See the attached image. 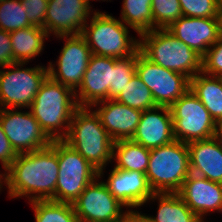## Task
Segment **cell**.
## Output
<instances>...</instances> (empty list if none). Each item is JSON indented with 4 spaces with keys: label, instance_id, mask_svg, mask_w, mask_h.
Masks as SVG:
<instances>
[{
    "label": "cell",
    "instance_id": "obj_1",
    "mask_svg": "<svg viewBox=\"0 0 222 222\" xmlns=\"http://www.w3.org/2000/svg\"><path fill=\"white\" fill-rule=\"evenodd\" d=\"M59 174L57 140L49 146L18 154L5 170V185L10 198L27 197L31 201L51 200Z\"/></svg>",
    "mask_w": 222,
    "mask_h": 222
},
{
    "label": "cell",
    "instance_id": "obj_2",
    "mask_svg": "<svg viewBox=\"0 0 222 222\" xmlns=\"http://www.w3.org/2000/svg\"><path fill=\"white\" fill-rule=\"evenodd\" d=\"M63 141L98 170L99 178H103L105 167L113 160L114 141L93 108L79 107L74 112Z\"/></svg>",
    "mask_w": 222,
    "mask_h": 222
},
{
    "label": "cell",
    "instance_id": "obj_3",
    "mask_svg": "<svg viewBox=\"0 0 222 222\" xmlns=\"http://www.w3.org/2000/svg\"><path fill=\"white\" fill-rule=\"evenodd\" d=\"M78 108L75 92L49 76L29 107L51 140H63L67 136L72 115Z\"/></svg>",
    "mask_w": 222,
    "mask_h": 222
},
{
    "label": "cell",
    "instance_id": "obj_4",
    "mask_svg": "<svg viewBox=\"0 0 222 222\" xmlns=\"http://www.w3.org/2000/svg\"><path fill=\"white\" fill-rule=\"evenodd\" d=\"M139 39V51L153 63L189 79L202 72V56L167 29H153Z\"/></svg>",
    "mask_w": 222,
    "mask_h": 222
},
{
    "label": "cell",
    "instance_id": "obj_5",
    "mask_svg": "<svg viewBox=\"0 0 222 222\" xmlns=\"http://www.w3.org/2000/svg\"><path fill=\"white\" fill-rule=\"evenodd\" d=\"M88 23L84 25L81 35L93 55L123 59L139 50L140 39L130 37V28L119 18L94 10Z\"/></svg>",
    "mask_w": 222,
    "mask_h": 222
},
{
    "label": "cell",
    "instance_id": "obj_6",
    "mask_svg": "<svg viewBox=\"0 0 222 222\" xmlns=\"http://www.w3.org/2000/svg\"><path fill=\"white\" fill-rule=\"evenodd\" d=\"M189 174L190 159L186 143L174 140L150 149L146 177L154 193H177Z\"/></svg>",
    "mask_w": 222,
    "mask_h": 222
},
{
    "label": "cell",
    "instance_id": "obj_7",
    "mask_svg": "<svg viewBox=\"0 0 222 222\" xmlns=\"http://www.w3.org/2000/svg\"><path fill=\"white\" fill-rule=\"evenodd\" d=\"M25 64L27 65L17 62L0 68V109H29L42 83L48 77L47 66L24 68Z\"/></svg>",
    "mask_w": 222,
    "mask_h": 222
},
{
    "label": "cell",
    "instance_id": "obj_8",
    "mask_svg": "<svg viewBox=\"0 0 222 222\" xmlns=\"http://www.w3.org/2000/svg\"><path fill=\"white\" fill-rule=\"evenodd\" d=\"M57 158L59 174L51 200L73 204L86 186L98 177V170L63 140H57Z\"/></svg>",
    "mask_w": 222,
    "mask_h": 222
},
{
    "label": "cell",
    "instance_id": "obj_9",
    "mask_svg": "<svg viewBox=\"0 0 222 222\" xmlns=\"http://www.w3.org/2000/svg\"><path fill=\"white\" fill-rule=\"evenodd\" d=\"M170 110L175 140L188 144L215 136L217 123L190 89Z\"/></svg>",
    "mask_w": 222,
    "mask_h": 222
},
{
    "label": "cell",
    "instance_id": "obj_10",
    "mask_svg": "<svg viewBox=\"0 0 222 222\" xmlns=\"http://www.w3.org/2000/svg\"><path fill=\"white\" fill-rule=\"evenodd\" d=\"M136 74L149 88L157 106L170 107L190 89V79L157 65L137 51Z\"/></svg>",
    "mask_w": 222,
    "mask_h": 222
},
{
    "label": "cell",
    "instance_id": "obj_11",
    "mask_svg": "<svg viewBox=\"0 0 222 222\" xmlns=\"http://www.w3.org/2000/svg\"><path fill=\"white\" fill-rule=\"evenodd\" d=\"M57 38L65 40V44H63L56 64L49 62L48 76L75 92L82 82L92 53L81 34L58 36Z\"/></svg>",
    "mask_w": 222,
    "mask_h": 222
},
{
    "label": "cell",
    "instance_id": "obj_12",
    "mask_svg": "<svg viewBox=\"0 0 222 222\" xmlns=\"http://www.w3.org/2000/svg\"><path fill=\"white\" fill-rule=\"evenodd\" d=\"M0 122L17 154L45 148L52 142L30 110L24 112L19 111V108L0 109Z\"/></svg>",
    "mask_w": 222,
    "mask_h": 222
},
{
    "label": "cell",
    "instance_id": "obj_13",
    "mask_svg": "<svg viewBox=\"0 0 222 222\" xmlns=\"http://www.w3.org/2000/svg\"><path fill=\"white\" fill-rule=\"evenodd\" d=\"M72 205L79 222H116L126 213L122 210L125 206L99 177L86 186Z\"/></svg>",
    "mask_w": 222,
    "mask_h": 222
},
{
    "label": "cell",
    "instance_id": "obj_14",
    "mask_svg": "<svg viewBox=\"0 0 222 222\" xmlns=\"http://www.w3.org/2000/svg\"><path fill=\"white\" fill-rule=\"evenodd\" d=\"M46 11L45 31L49 37L81 34L93 13L86 0H49Z\"/></svg>",
    "mask_w": 222,
    "mask_h": 222
},
{
    "label": "cell",
    "instance_id": "obj_15",
    "mask_svg": "<svg viewBox=\"0 0 222 222\" xmlns=\"http://www.w3.org/2000/svg\"><path fill=\"white\" fill-rule=\"evenodd\" d=\"M113 76V57L91 55L79 88L75 91L79 107H92L110 99Z\"/></svg>",
    "mask_w": 222,
    "mask_h": 222
},
{
    "label": "cell",
    "instance_id": "obj_16",
    "mask_svg": "<svg viewBox=\"0 0 222 222\" xmlns=\"http://www.w3.org/2000/svg\"><path fill=\"white\" fill-rule=\"evenodd\" d=\"M177 193L202 221L208 213H222V183L190 173Z\"/></svg>",
    "mask_w": 222,
    "mask_h": 222
},
{
    "label": "cell",
    "instance_id": "obj_17",
    "mask_svg": "<svg viewBox=\"0 0 222 222\" xmlns=\"http://www.w3.org/2000/svg\"><path fill=\"white\" fill-rule=\"evenodd\" d=\"M167 30L203 56L221 35L220 18L181 16Z\"/></svg>",
    "mask_w": 222,
    "mask_h": 222
},
{
    "label": "cell",
    "instance_id": "obj_18",
    "mask_svg": "<svg viewBox=\"0 0 222 222\" xmlns=\"http://www.w3.org/2000/svg\"><path fill=\"white\" fill-rule=\"evenodd\" d=\"M109 192L127 209L140 208L153 195L146 174L113 168L106 182Z\"/></svg>",
    "mask_w": 222,
    "mask_h": 222
},
{
    "label": "cell",
    "instance_id": "obj_19",
    "mask_svg": "<svg viewBox=\"0 0 222 222\" xmlns=\"http://www.w3.org/2000/svg\"><path fill=\"white\" fill-rule=\"evenodd\" d=\"M147 149L158 148L175 140L170 107L156 106L142 111L131 139Z\"/></svg>",
    "mask_w": 222,
    "mask_h": 222
},
{
    "label": "cell",
    "instance_id": "obj_20",
    "mask_svg": "<svg viewBox=\"0 0 222 222\" xmlns=\"http://www.w3.org/2000/svg\"><path fill=\"white\" fill-rule=\"evenodd\" d=\"M93 107L113 141L132 139L140 121L141 110L119 103L115 99L98 102L91 108Z\"/></svg>",
    "mask_w": 222,
    "mask_h": 222
},
{
    "label": "cell",
    "instance_id": "obj_21",
    "mask_svg": "<svg viewBox=\"0 0 222 222\" xmlns=\"http://www.w3.org/2000/svg\"><path fill=\"white\" fill-rule=\"evenodd\" d=\"M190 173L222 183V145L211 137L187 144Z\"/></svg>",
    "mask_w": 222,
    "mask_h": 222
},
{
    "label": "cell",
    "instance_id": "obj_22",
    "mask_svg": "<svg viewBox=\"0 0 222 222\" xmlns=\"http://www.w3.org/2000/svg\"><path fill=\"white\" fill-rule=\"evenodd\" d=\"M190 90L202 102L215 122H221L222 77L200 72L190 79Z\"/></svg>",
    "mask_w": 222,
    "mask_h": 222
},
{
    "label": "cell",
    "instance_id": "obj_23",
    "mask_svg": "<svg viewBox=\"0 0 222 222\" xmlns=\"http://www.w3.org/2000/svg\"><path fill=\"white\" fill-rule=\"evenodd\" d=\"M48 33L41 27L31 25L10 32L13 58L16 62L29 63L44 50Z\"/></svg>",
    "mask_w": 222,
    "mask_h": 222
},
{
    "label": "cell",
    "instance_id": "obj_24",
    "mask_svg": "<svg viewBox=\"0 0 222 222\" xmlns=\"http://www.w3.org/2000/svg\"><path fill=\"white\" fill-rule=\"evenodd\" d=\"M158 200L156 216L145 214L149 222H203L178 193H153L147 202Z\"/></svg>",
    "mask_w": 222,
    "mask_h": 222
},
{
    "label": "cell",
    "instance_id": "obj_25",
    "mask_svg": "<svg viewBox=\"0 0 222 222\" xmlns=\"http://www.w3.org/2000/svg\"><path fill=\"white\" fill-rule=\"evenodd\" d=\"M150 157V149L129 140L114 141V167L126 171H138L146 174Z\"/></svg>",
    "mask_w": 222,
    "mask_h": 222
},
{
    "label": "cell",
    "instance_id": "obj_26",
    "mask_svg": "<svg viewBox=\"0 0 222 222\" xmlns=\"http://www.w3.org/2000/svg\"><path fill=\"white\" fill-rule=\"evenodd\" d=\"M152 0H123L121 21L142 35L152 30Z\"/></svg>",
    "mask_w": 222,
    "mask_h": 222
},
{
    "label": "cell",
    "instance_id": "obj_27",
    "mask_svg": "<svg viewBox=\"0 0 222 222\" xmlns=\"http://www.w3.org/2000/svg\"><path fill=\"white\" fill-rule=\"evenodd\" d=\"M34 211L35 222H79L71 203L52 200L29 202Z\"/></svg>",
    "mask_w": 222,
    "mask_h": 222
},
{
    "label": "cell",
    "instance_id": "obj_28",
    "mask_svg": "<svg viewBox=\"0 0 222 222\" xmlns=\"http://www.w3.org/2000/svg\"><path fill=\"white\" fill-rule=\"evenodd\" d=\"M115 100L141 111L157 106L151 91L136 73Z\"/></svg>",
    "mask_w": 222,
    "mask_h": 222
},
{
    "label": "cell",
    "instance_id": "obj_29",
    "mask_svg": "<svg viewBox=\"0 0 222 222\" xmlns=\"http://www.w3.org/2000/svg\"><path fill=\"white\" fill-rule=\"evenodd\" d=\"M26 10L20 0H5L0 3V29L12 32L31 26Z\"/></svg>",
    "mask_w": 222,
    "mask_h": 222
},
{
    "label": "cell",
    "instance_id": "obj_30",
    "mask_svg": "<svg viewBox=\"0 0 222 222\" xmlns=\"http://www.w3.org/2000/svg\"><path fill=\"white\" fill-rule=\"evenodd\" d=\"M152 30L167 29L183 16L179 0H152Z\"/></svg>",
    "mask_w": 222,
    "mask_h": 222
},
{
    "label": "cell",
    "instance_id": "obj_31",
    "mask_svg": "<svg viewBox=\"0 0 222 222\" xmlns=\"http://www.w3.org/2000/svg\"><path fill=\"white\" fill-rule=\"evenodd\" d=\"M137 52L127 58H113V76L110 99H116L136 73Z\"/></svg>",
    "mask_w": 222,
    "mask_h": 222
},
{
    "label": "cell",
    "instance_id": "obj_32",
    "mask_svg": "<svg viewBox=\"0 0 222 222\" xmlns=\"http://www.w3.org/2000/svg\"><path fill=\"white\" fill-rule=\"evenodd\" d=\"M183 16L219 18L220 7L216 0H179Z\"/></svg>",
    "mask_w": 222,
    "mask_h": 222
},
{
    "label": "cell",
    "instance_id": "obj_33",
    "mask_svg": "<svg viewBox=\"0 0 222 222\" xmlns=\"http://www.w3.org/2000/svg\"><path fill=\"white\" fill-rule=\"evenodd\" d=\"M202 72L222 77V34L218 41L202 56Z\"/></svg>",
    "mask_w": 222,
    "mask_h": 222
},
{
    "label": "cell",
    "instance_id": "obj_34",
    "mask_svg": "<svg viewBox=\"0 0 222 222\" xmlns=\"http://www.w3.org/2000/svg\"><path fill=\"white\" fill-rule=\"evenodd\" d=\"M26 6V13L31 25L45 30V17L49 0H20Z\"/></svg>",
    "mask_w": 222,
    "mask_h": 222
},
{
    "label": "cell",
    "instance_id": "obj_35",
    "mask_svg": "<svg viewBox=\"0 0 222 222\" xmlns=\"http://www.w3.org/2000/svg\"><path fill=\"white\" fill-rule=\"evenodd\" d=\"M17 155L18 154L15 152L10 141L5 135L0 122V163L4 172L16 159Z\"/></svg>",
    "mask_w": 222,
    "mask_h": 222
},
{
    "label": "cell",
    "instance_id": "obj_36",
    "mask_svg": "<svg viewBox=\"0 0 222 222\" xmlns=\"http://www.w3.org/2000/svg\"><path fill=\"white\" fill-rule=\"evenodd\" d=\"M17 63L13 58L10 32L0 29V67Z\"/></svg>",
    "mask_w": 222,
    "mask_h": 222
},
{
    "label": "cell",
    "instance_id": "obj_37",
    "mask_svg": "<svg viewBox=\"0 0 222 222\" xmlns=\"http://www.w3.org/2000/svg\"><path fill=\"white\" fill-rule=\"evenodd\" d=\"M135 210H126L123 215V222H149L144 213H139V211Z\"/></svg>",
    "mask_w": 222,
    "mask_h": 222
},
{
    "label": "cell",
    "instance_id": "obj_38",
    "mask_svg": "<svg viewBox=\"0 0 222 222\" xmlns=\"http://www.w3.org/2000/svg\"><path fill=\"white\" fill-rule=\"evenodd\" d=\"M215 137L217 138L219 143L222 145V121L217 123Z\"/></svg>",
    "mask_w": 222,
    "mask_h": 222
},
{
    "label": "cell",
    "instance_id": "obj_39",
    "mask_svg": "<svg viewBox=\"0 0 222 222\" xmlns=\"http://www.w3.org/2000/svg\"><path fill=\"white\" fill-rule=\"evenodd\" d=\"M3 184L5 185V173L3 174L2 172H0V191L3 188Z\"/></svg>",
    "mask_w": 222,
    "mask_h": 222
},
{
    "label": "cell",
    "instance_id": "obj_40",
    "mask_svg": "<svg viewBox=\"0 0 222 222\" xmlns=\"http://www.w3.org/2000/svg\"><path fill=\"white\" fill-rule=\"evenodd\" d=\"M219 18H220V26H221V34H222V7H220Z\"/></svg>",
    "mask_w": 222,
    "mask_h": 222
},
{
    "label": "cell",
    "instance_id": "obj_41",
    "mask_svg": "<svg viewBox=\"0 0 222 222\" xmlns=\"http://www.w3.org/2000/svg\"><path fill=\"white\" fill-rule=\"evenodd\" d=\"M86 1H87L88 5L91 7V5H90V3H91L90 1H91V0H86ZM92 1H94V0H92ZM96 1H98V0H96ZM101 1H106V0H101ZM107 1H108V0H107ZM109 1H110V0H109Z\"/></svg>",
    "mask_w": 222,
    "mask_h": 222
},
{
    "label": "cell",
    "instance_id": "obj_42",
    "mask_svg": "<svg viewBox=\"0 0 222 222\" xmlns=\"http://www.w3.org/2000/svg\"><path fill=\"white\" fill-rule=\"evenodd\" d=\"M216 1L219 4V7H222V0H216Z\"/></svg>",
    "mask_w": 222,
    "mask_h": 222
}]
</instances>
